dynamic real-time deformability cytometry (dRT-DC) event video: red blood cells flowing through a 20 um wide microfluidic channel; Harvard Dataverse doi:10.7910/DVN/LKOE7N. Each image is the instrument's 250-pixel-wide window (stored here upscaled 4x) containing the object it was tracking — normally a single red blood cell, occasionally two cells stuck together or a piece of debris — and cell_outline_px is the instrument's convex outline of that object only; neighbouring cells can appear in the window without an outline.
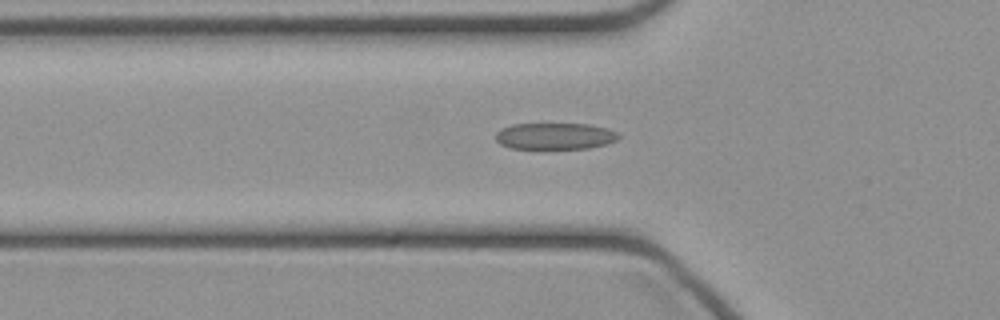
{"species": "common noctule bat (a hibernating species)", "species_latin": "Nyctalus noctula", "temperature_condition": "cold", "stored_images_in_passage": 43, "camera_frame_rate_fps": 3000, "um_per_image_px": 0.085, "animal": {"sex": "female", "body_mass_g": 21.9}, "frame": {"image": 1, "passage_image": 14, "time_ms": 4.333, "image_size_px": [1000, 320], "cell_outline_px": [[620, 136], [616, 140], [608, 144], [588, 148], [512, 148], [500, 144], [496, 140], [496, 132], [500, 128], [512, 124], [588, 124], [608, 128], [616, 132]], "centroid_in_image_um": [47.17, 11.56], "position_along_channel_um": 78.6, "area_um2": 18.96}}
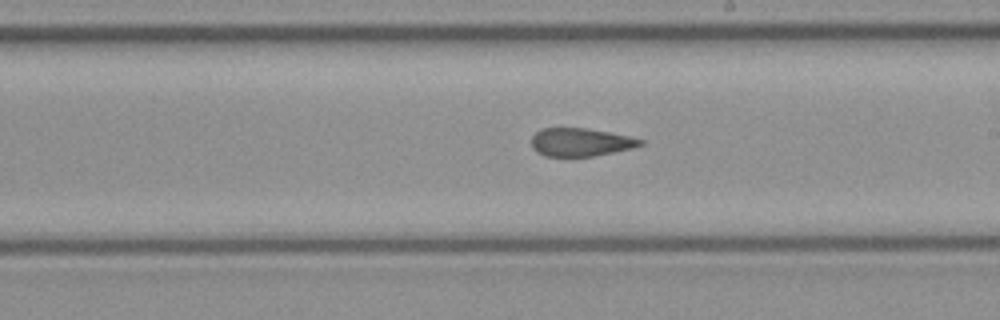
{"frame": {"image": 2, "passage_image": 25, "time_ms": 8.0, "image_size_px": [1000, 320], "cell_outline_px": [[644, 144], [632, 148], [592, 156], [544, 156], [536, 152], [532, 148], [532, 136], [536, 132], [544, 128], [588, 128], [628, 136], [644, 140]], "centroid_in_image_um": [49.33, 12.08], "position_along_channel_um": 239.7, "area_um2": 17.74}}
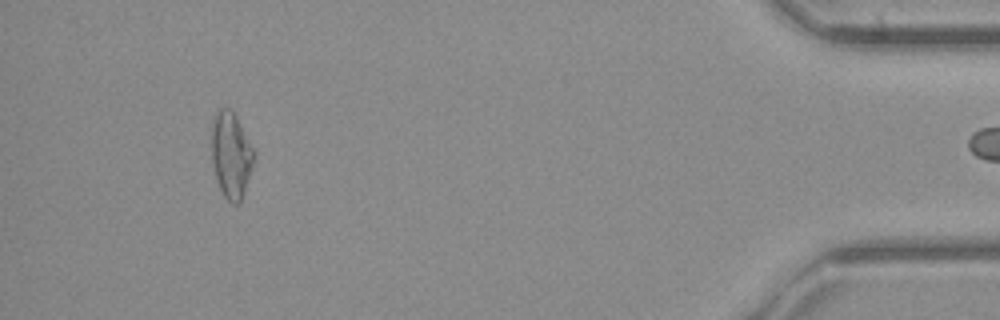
{"frame": {"image": 3, "passage_image": 42, "time_ms": 13.667, "image_size_px": [1000, 320], "cell_outline_px": [[256, 156], [240, 204], [232, 204], [224, 196], [216, 180], [212, 160], [212, 120], [216, 108], [228, 108], [236, 116], [256, 152]], "centroid_in_image_um": [19.65, 13.17], "position_along_channel_um": 415.6, "area_um2": 21.44}}